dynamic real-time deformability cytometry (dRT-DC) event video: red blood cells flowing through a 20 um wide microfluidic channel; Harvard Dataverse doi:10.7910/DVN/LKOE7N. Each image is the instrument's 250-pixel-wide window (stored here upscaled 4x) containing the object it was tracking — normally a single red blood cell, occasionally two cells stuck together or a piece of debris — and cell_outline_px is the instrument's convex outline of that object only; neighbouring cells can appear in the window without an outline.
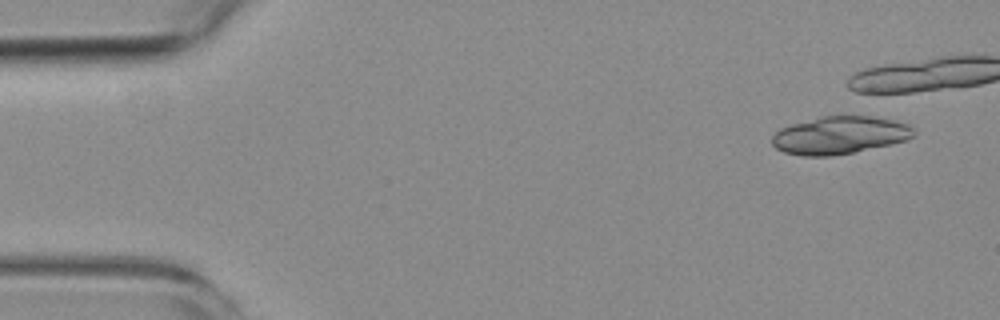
{"species": "common noctule bat (a hibernating species)", "species_latin": "Nyctalus noctula", "temperature_condition": "room temperature", "stored_images_in_passage": 16, "camera_frame_rate_fps": 3000, "um_per_image_px": 0.085, "animal": {"sex": "female", "body_mass_g": 19.3, "forearm_length_mm": 54.1}, "frame": {"image": 1, "passage_image": 1, "time_ms": 0.0, "image_size_px": [1000, 320], "cell_outline_px": [[916, 136], [908, 140], [852, 152], [832, 156], [804, 156], [784, 152], [776, 148], [772, 144], [772, 136], [780, 128], [792, 124], [824, 116], [868, 116], [896, 120], [908, 124], [916, 132]], "centroid_in_image_um": [71.4, 11.49], "position_along_channel_um": 13.6, "area_um2": 30.98}}
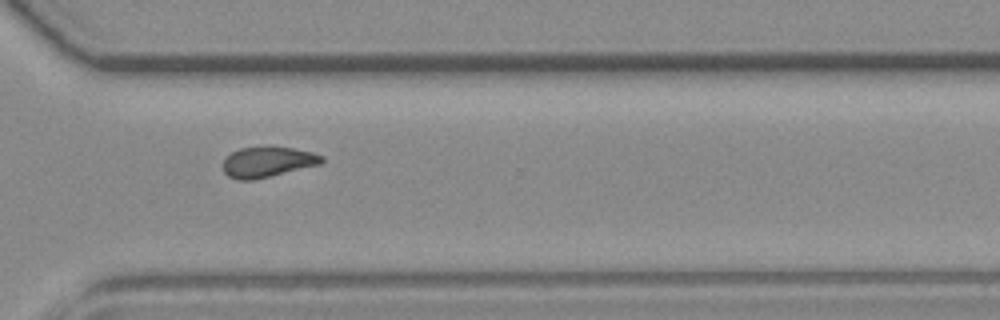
{"frame": {"image": 2, "passage_image": 12, "time_ms": 13.667, "image_size_px": [1000, 320], "cell_outline_px": [[324, 160], [320, 164], [252, 180], [236, 180], [228, 176], [224, 172], [224, 160], [232, 152], [240, 148], [292, 148], [312, 152], [324, 156]], "centroid_in_image_um": [22.74, 13.78], "position_along_channel_um": 347.9, "area_um2": 16.99}}
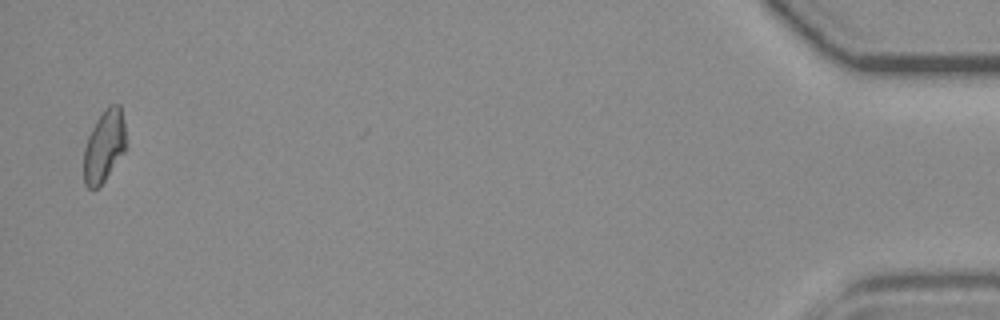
{"frame": {"image": 3, "passage_image": 16, "time_ms": 18.333, "image_size_px": [1000, 320], "cell_outline_px": [[124, 152], [104, 180], [96, 188], [88, 188], [84, 184], [84, 148], [88, 136], [96, 120], [104, 108], [108, 104], [120, 104], [124, 120]], "centroid_in_image_um": [8.83, 12.37], "position_along_channel_um": 426.4, "area_um2": 17.46}}